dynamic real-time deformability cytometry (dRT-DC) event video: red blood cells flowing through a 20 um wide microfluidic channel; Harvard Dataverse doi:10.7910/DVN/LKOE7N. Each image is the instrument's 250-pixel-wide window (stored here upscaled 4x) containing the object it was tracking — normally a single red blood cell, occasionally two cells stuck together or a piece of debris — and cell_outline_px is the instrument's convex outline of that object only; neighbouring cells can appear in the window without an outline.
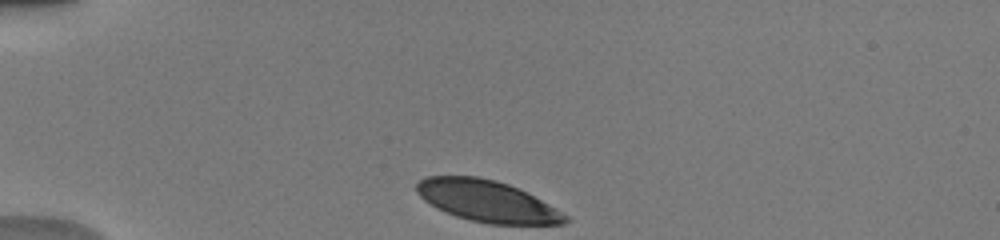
{"species": "human", "species_latin": "Homo sapiens", "temperature_condition": "warm", "stored_images_in_passage": 34, "camera_frame_rate_fps": 3000, "um_per_image_px": 0.085, "donor": {"sex": "male"}, "frame": {"image": 1, "passage_image": 1, "time_ms": 0.0, "image_size_px": [1000, 240], "cell_outline_px": [[568, 220], [564, 224], [488, 224], [456, 216], [436, 208], [424, 200], [416, 192], [416, 184], [420, 180], [428, 176], [480, 176], [496, 180], [508, 184], [548, 204], [568, 216]], "centroid_in_image_um": [41.36, 17.09], "position_along_channel_um": 43.6, "area_um2": 35.49}}
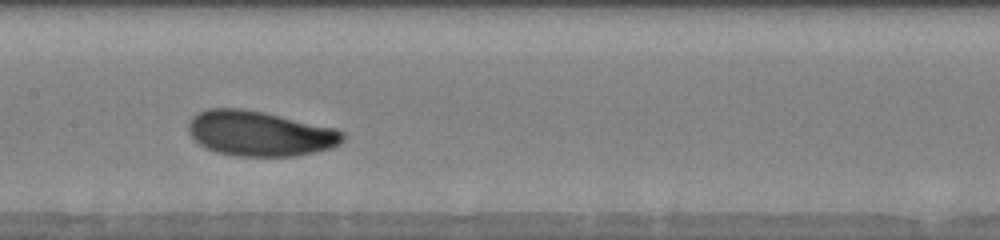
{"frame": {"image": 2, "passage_image": 15, "time_ms": 4.667, "image_size_px": [1000, 240], "cell_outline_px": [[344, 140], [340, 144], [332, 148], [296, 156], [236, 156], [216, 152], [200, 144], [188, 132], [188, 120], [192, 116], [208, 108], [244, 108], [336, 128], [344, 132]], "centroid_in_image_um": [22.09, 11.34], "position_along_channel_um": 185.3, "area_um2": 40.63}}
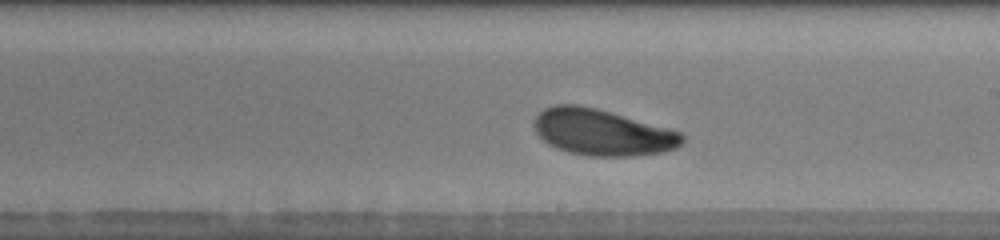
{"frame": {"image": 3, "passage_image": 19, "time_ms": 6.0, "image_size_px": [1000, 240], "cell_outline_px": [[684, 140], [676, 148], [664, 152], [632, 156], [588, 156], [568, 152], [556, 148], [548, 144], [536, 132], [532, 124], [532, 120], [544, 108], [556, 104], [576, 104], [596, 108], [672, 128], [680, 132], [684, 136]], "centroid_in_image_um": [51.19, 11.24], "position_along_channel_um": 237.8, "area_um2": 40.29}, "authors_computed_cell_mechanics": {"area_um2": 40.0554, "velocity_mm_per_s": 3.9483, "shape_relaxation_time_tau1_ms": 1.8182, "shape_relaxation_time_tau2_ms": null, "deformation_change_tau1": 0.1199, "deformation_change_tau2": null}}